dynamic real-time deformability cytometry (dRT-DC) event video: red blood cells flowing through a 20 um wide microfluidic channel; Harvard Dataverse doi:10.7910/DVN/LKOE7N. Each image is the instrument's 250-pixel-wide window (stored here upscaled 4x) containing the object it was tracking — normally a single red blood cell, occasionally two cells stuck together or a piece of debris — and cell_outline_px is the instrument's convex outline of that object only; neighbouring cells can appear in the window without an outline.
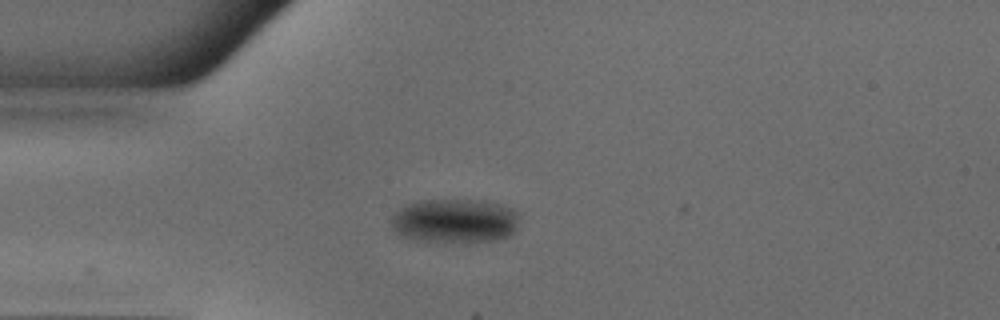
{"species": "common noctule bat (a hibernating species)", "species_latin": "Nyctalus noctula", "temperature_condition": "warm", "stored_images_in_passage": 38, "camera_frame_rate_fps": 3000, "um_per_image_px": 0.085, "animal": {"sex": "male", "body_mass_g": 18.8}, "frame": {"image": 1, "passage_image": 1, "time_ms": 0.0, "image_size_px": [1000, 320], "cell_outline_px": [[520, 216], [516, 228], [508, 236], [496, 240], [416, 240], [400, 236], [392, 228], [392, 216], [400, 208], [408, 204], [424, 200], [484, 200], [500, 204], [512, 208], [520, 212]], "centroid_in_image_um": [38.69, 18.74], "position_along_channel_um": 46.3, "area_um2": 32.54}}
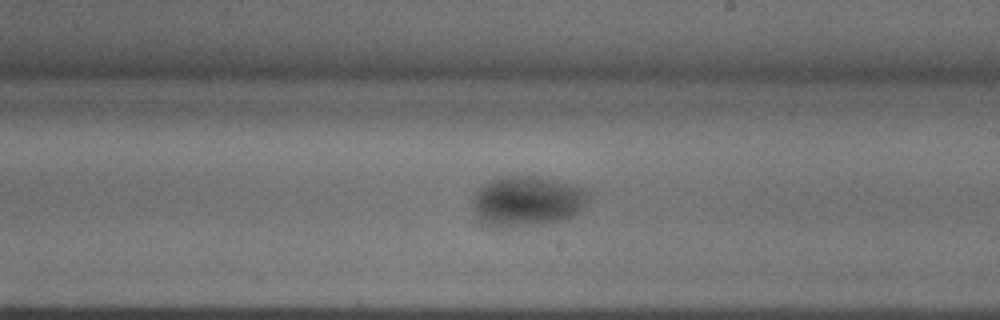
{"frame": {"image": 2, "passage_image": 17, "time_ms": 5.333, "image_size_px": [1000, 320], "cell_outline_px": [[588, 196], [580, 212], [572, 216], [560, 220], [540, 224], [508, 228], [488, 228], [476, 216], [472, 200], [476, 192], [488, 180], [504, 176], [536, 176], [584, 188], [588, 192]], "centroid_in_image_um": [44.74, 17.13], "position_along_channel_um": 244.3, "area_um2": 33.93}}
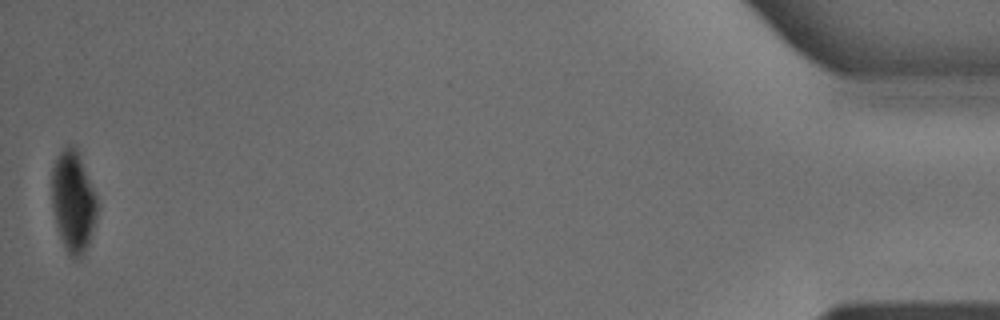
{"frame": {"image": 3, "passage_image": 38, "time_ms": 12.333, "image_size_px": [1000, 320], "cell_outline_px": [[96, 220], [88, 244], [84, 252], [80, 256], [72, 260], [68, 256], [64, 248], [56, 224], [52, 208], [52, 168], [60, 152], [68, 144], [72, 144], [76, 148], [96, 196]], "centroid_in_image_um": [6.2, 17.16], "position_along_channel_um": 429.0, "area_um2": 26.41}}